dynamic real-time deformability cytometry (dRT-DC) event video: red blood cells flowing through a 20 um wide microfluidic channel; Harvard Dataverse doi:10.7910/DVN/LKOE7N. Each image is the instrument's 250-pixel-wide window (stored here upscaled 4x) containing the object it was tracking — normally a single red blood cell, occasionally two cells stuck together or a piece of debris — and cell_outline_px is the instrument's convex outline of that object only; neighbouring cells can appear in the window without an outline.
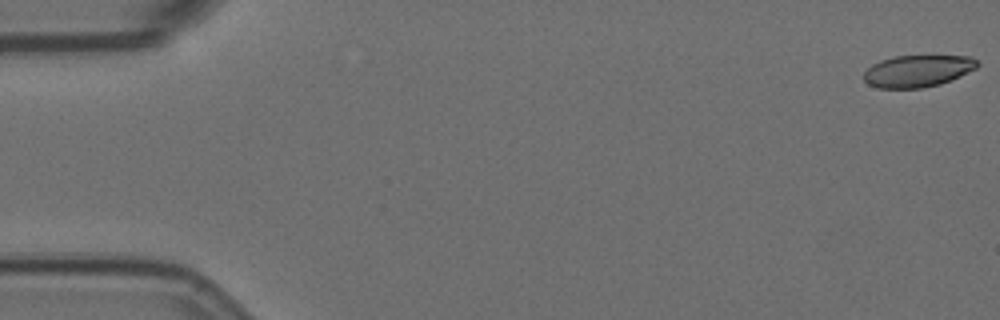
{"species": "Egyptian fruit bat (a non-hibernating species)", "species_latin": "Rousettus aegyptiacus", "temperature_condition": "room temperature", "stored_images_in_passage": 45, "camera_frame_rate_fps": 3000, "um_per_image_px": 0.085, "animal": {"sex": "female"}, "frame": {"image": 1, "passage_image": 1, "time_ms": 0.0, "image_size_px": [1000, 320], "cell_outline_px": [[980, 64], [976, 68], [960, 76], [940, 84], [924, 88], [880, 88], [868, 84], [864, 80], [864, 72], [872, 64], [880, 60], [892, 56], [972, 56]], "centroid_in_image_um": [78.0, 6.03], "position_along_channel_um": 7.0, "area_um2": 21.15}}
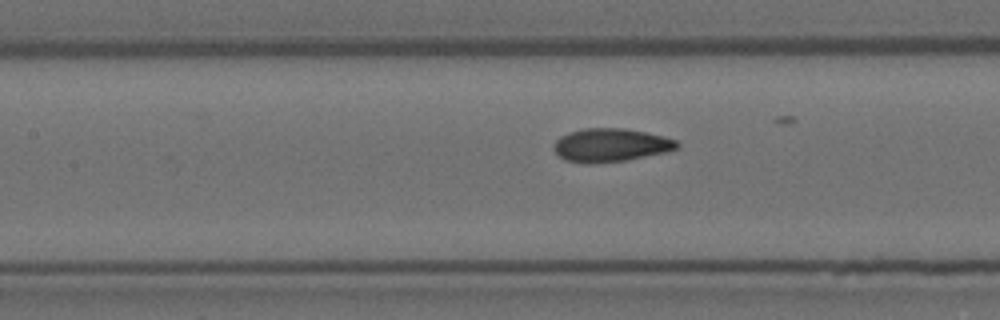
{"frame": {"image": 2, "passage_image": 26, "time_ms": 8.333, "image_size_px": [1000, 320], "cell_outline_px": [[680, 144], [676, 148], [664, 152], [628, 160], [596, 164], [588, 164], [564, 160], [552, 148], [552, 144], [560, 136], [568, 132], [584, 128], [624, 128], [644, 132], [676, 140]], "centroid_in_image_um": [51.83, 12.34], "position_along_channel_um": 155.6, "area_um2": 23.99}}
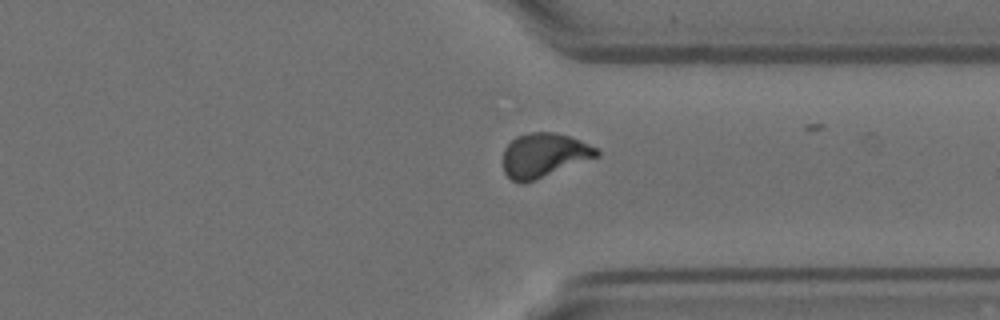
{"frame": {"image": 3, "passage_image": 44, "time_ms": 14.333, "image_size_px": [1000, 320], "cell_outline_px": [[600, 156], [524, 184], [520, 184], [512, 180], [504, 172], [504, 148], [516, 136], [528, 132], [556, 132], [580, 140], [600, 148]], "centroid_in_image_um": [46.26, 13.19], "position_along_channel_um": 365.1, "area_um2": 24.33}}